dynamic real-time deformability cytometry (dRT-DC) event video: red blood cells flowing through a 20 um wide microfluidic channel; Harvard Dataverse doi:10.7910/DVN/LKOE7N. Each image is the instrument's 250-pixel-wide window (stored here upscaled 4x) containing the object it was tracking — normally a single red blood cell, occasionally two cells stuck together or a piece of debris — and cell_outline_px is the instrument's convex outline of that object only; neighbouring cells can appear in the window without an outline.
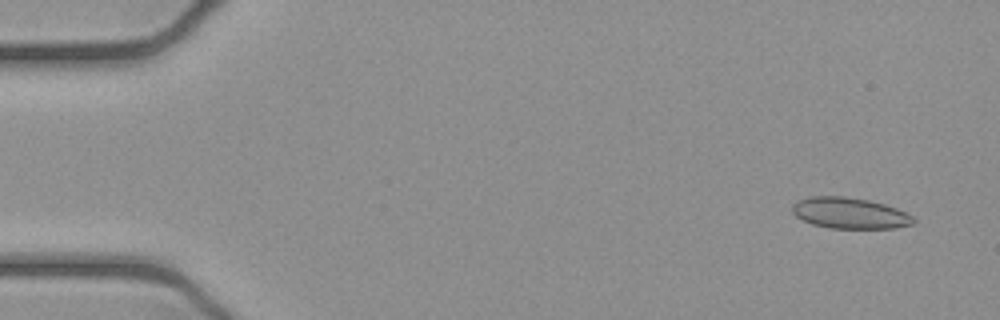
{"species": "common noctule bat (a hibernating species)", "species_latin": "Nyctalus noctula", "temperature_condition": "cold", "stored_images_in_passage": 52, "camera_frame_rate_fps": 3000, "um_per_image_px": 0.085, "animal": {"sex": "female", "body_mass_g": 21.9}, "frame": {"image": 1, "passage_image": 3, "time_ms": 0.667, "image_size_px": [1000, 320], "cell_outline_px": [[916, 220], [912, 224], [896, 228], [832, 228], [812, 224], [796, 216], [792, 212], [792, 204], [796, 200], [812, 196], [844, 196], [868, 200], [884, 204], [896, 208], [912, 216]], "centroid_in_image_um": [72.2, 18.11], "position_along_channel_um": 12.8, "area_um2": 21.85}}
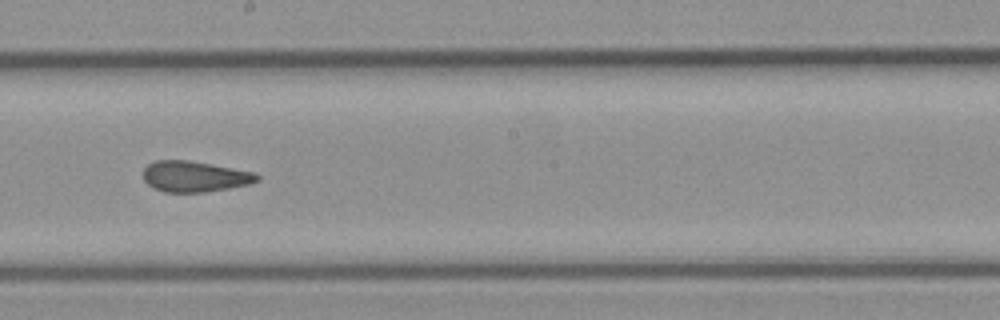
{"frame": {"image": 2, "passage_image": 29, "time_ms": 9.333, "image_size_px": [1000, 320], "cell_outline_px": [[260, 180], [248, 184], [228, 188], [204, 192], [164, 192], [152, 188], [144, 180], [144, 168], [148, 164], [156, 160], [188, 160], [256, 172], [260, 176]], "centroid_in_image_um": [16.55, 15.0], "position_along_channel_um": 231.7, "area_um2": 20.46}}
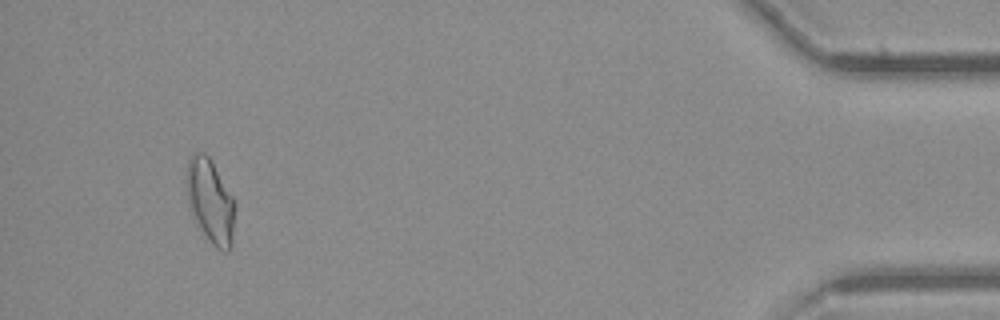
{"frame": {"image": 3, "passage_image": 49, "time_ms": 16.0, "image_size_px": [1000, 320], "cell_outline_px": [[232, 244], [228, 252], [224, 252], [216, 248], [212, 244], [188, 208], [188, 160], [192, 152], [204, 152], [208, 156], [232, 196]], "centroid_in_image_um": [17.85, 17.09], "position_along_channel_um": 417.3, "area_um2": 22.54}, "authors_computed_cell_mechanics": {"area_um2": 21.675, "velocity_mm_per_s": 3.8924, "shape_relaxation_time_tau1_ms": null, "shape_relaxation_time_tau2_ms": 1.8463, "deformation_change_tau1": null, "deformation_change_tau2": 0.0923}}